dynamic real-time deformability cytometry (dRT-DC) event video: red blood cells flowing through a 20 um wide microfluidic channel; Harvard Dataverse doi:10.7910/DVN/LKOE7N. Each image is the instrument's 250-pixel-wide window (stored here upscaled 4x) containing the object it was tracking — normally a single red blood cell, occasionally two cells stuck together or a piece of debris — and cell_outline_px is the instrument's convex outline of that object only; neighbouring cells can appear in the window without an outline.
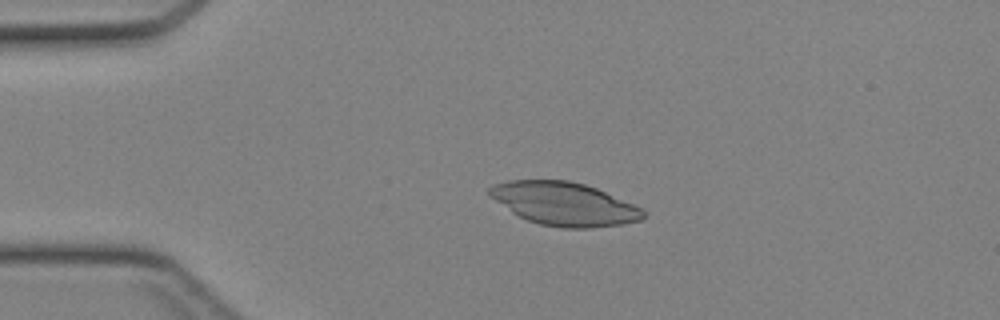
{"species": "Egyptian fruit bat (a non-hibernating species)", "species_latin": "Rousettus aegyptiacus", "temperature_condition": "cold", "stored_images_in_passage": 41, "camera_frame_rate_fps": 3000, "um_per_image_px": 0.085, "animal": {"sex": "female"}, "frame": {"image": 1, "passage_image": 7, "time_ms": 2.0, "image_size_px": [1000, 320], "cell_outline_px": [[648, 212], [640, 220], [624, 224], [588, 228], [564, 228], [540, 224], [528, 220], [512, 212], [488, 196], [488, 188], [496, 184], [508, 180], [568, 180], [584, 184], [596, 188], [644, 208]], "centroid_in_image_um": [47.98, 17.32], "position_along_channel_um": 37.0, "area_um2": 38.78}}